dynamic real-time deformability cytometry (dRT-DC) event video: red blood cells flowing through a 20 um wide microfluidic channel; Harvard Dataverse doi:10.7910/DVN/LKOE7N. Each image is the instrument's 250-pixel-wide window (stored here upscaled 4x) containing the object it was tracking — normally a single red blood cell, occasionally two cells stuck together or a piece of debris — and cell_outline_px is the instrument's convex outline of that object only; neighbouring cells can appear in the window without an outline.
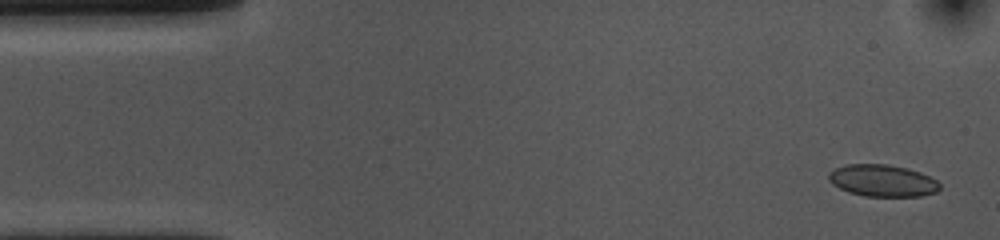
{"species": "common noctule bat (a hibernating species)", "species_latin": "Nyctalus noctula", "temperature_condition": "cold", "stored_images_in_passage": 53, "camera_frame_rate_fps": 3000, "um_per_image_px": 0.085, "animal": {"sex": "female", "body_mass_g": 10.0, "forearm_length_mm": 53.1}, "frame": {"image": 1, "passage_image": 2, "time_ms": 0.333, "image_size_px": [1000, 240], "cell_outline_px": [[940, 188], [936, 192], [920, 196], [864, 196], [848, 192], [832, 184], [828, 180], [828, 172], [836, 168], [848, 164], [888, 164], [908, 168], [920, 172], [936, 180], [940, 184]], "centroid_in_image_um": [75.0, 15.35], "position_along_channel_um": 10.0, "area_um2": 20.69}}
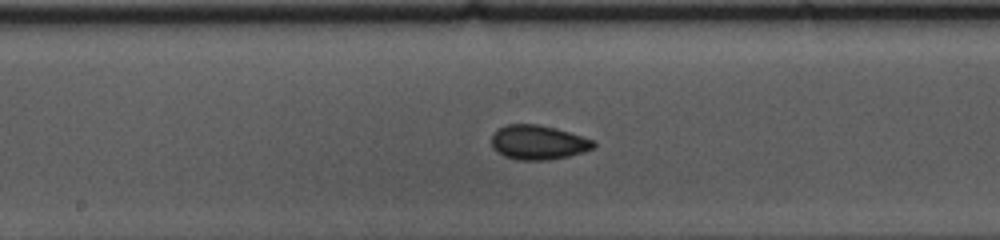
{"frame": {"image": 2, "passage_image": 26, "time_ms": 8.333, "image_size_px": [1000, 240], "cell_outline_px": [[596, 144], [592, 148], [584, 152], [568, 156], [548, 160], [520, 160], [504, 156], [496, 152], [492, 148], [492, 132], [496, 128], [508, 124], [540, 124], [556, 128], [596, 140]], "centroid_in_image_um": [45.73, 12.09], "position_along_channel_um": 202.5, "area_um2": 20.75}}
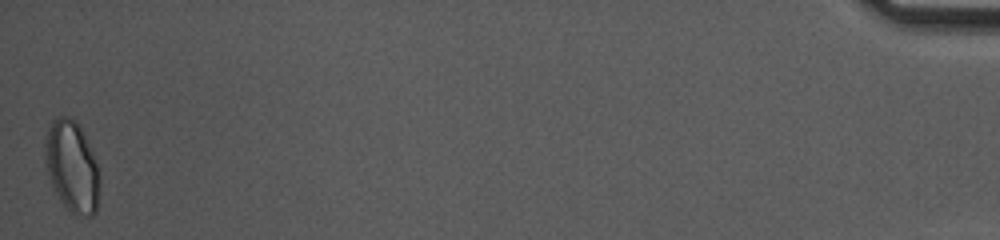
{"frame": {"image": 3, "passage_image": 53, "time_ms": 17.333, "image_size_px": [1000, 240], "cell_outline_px": [[100, 180], [96, 212], [92, 216], [76, 216], [60, 200], [52, 184], [48, 172], [44, 156], [44, 144], [48, 128], [52, 120], [56, 116], [68, 116], [76, 120], [84, 132], [100, 168]], "centroid_in_image_um": [6.14, 14.12], "position_along_channel_um": 429.1, "area_um2": 29.42}, "authors_computed_cell_mechanics": {"area_um2": 20.519, "velocity_mm_per_s": 3.6495, "shape_relaxation_time_tau1_ms": 9.1947, "shape_relaxation_time_tau2_ms": 2.0478, "deformation_change_tau1": 0.1127, "deformation_change_tau2": 0.0687}}